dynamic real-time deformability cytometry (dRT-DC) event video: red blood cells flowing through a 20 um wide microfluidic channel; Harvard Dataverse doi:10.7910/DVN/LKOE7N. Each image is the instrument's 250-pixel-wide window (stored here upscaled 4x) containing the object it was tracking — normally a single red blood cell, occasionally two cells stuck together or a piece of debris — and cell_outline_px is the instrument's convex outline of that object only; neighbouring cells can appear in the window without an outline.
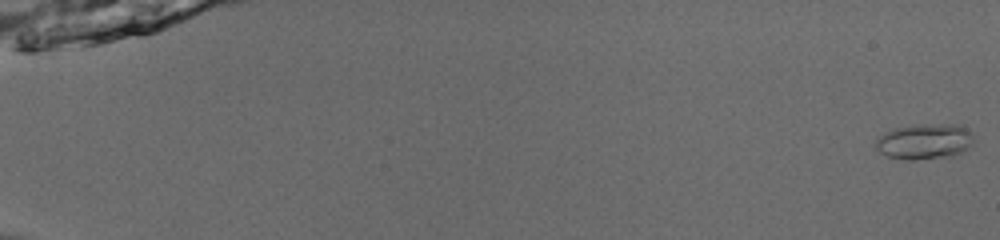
{"species": "common noctule bat (a hibernating species)", "species_latin": "Nyctalus noctula", "temperature_condition": "room temperature", "stored_images_in_passage": 53, "camera_frame_rate_fps": 3000, "um_per_image_px": 0.085, "animal": {"sex": "male", "body_mass_g": 13.0, "forearm_length_mm": 53.1}, "frame": {"image": 1, "passage_image": 1, "time_ms": 0.0, "image_size_px": [1000, 240], "cell_outline_px": [[972, 144], [960, 152], [952, 156], [916, 160], [908, 160], [888, 156], [880, 152], [876, 148], [876, 140], [884, 132], [896, 128], [916, 124], [960, 124], [972, 132]], "centroid_in_image_um": [78.59, 12.01], "position_along_channel_um": 6.4, "area_um2": 20.29}}
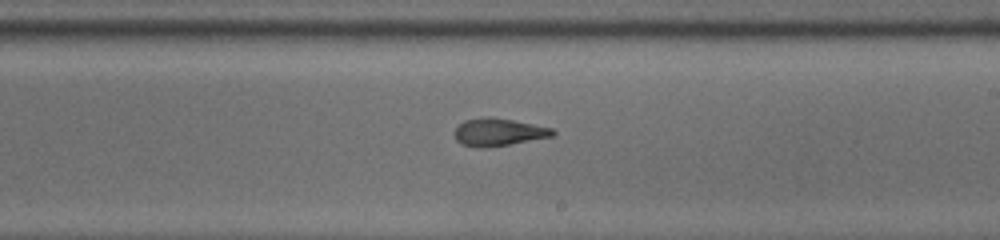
{"frame": {"image": 2, "passage_image": 34, "time_ms": 11.0, "image_size_px": [1000, 240], "cell_outline_px": [[556, 132], [552, 136], [508, 144], [480, 148], [476, 148], [464, 144], [456, 140], [456, 128], [464, 120], [480, 116], [488, 116], [512, 120], [552, 128]], "centroid_in_image_um": [42.35, 11.21], "position_along_channel_um": 246.7, "area_um2": 15.49}}
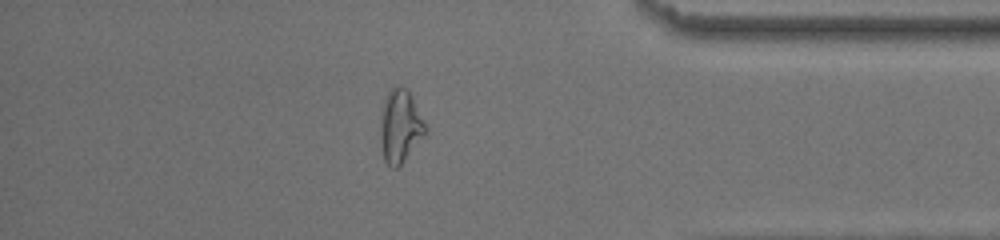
{"frame": {"image": 3, "passage_image": 47, "time_ms": 15.333, "image_size_px": [1000, 240], "cell_outline_px": [[428, 132], [404, 160], [396, 168], [392, 168], [384, 160], [380, 136], [380, 124], [384, 100], [388, 92], [396, 84], [408, 88], [412, 96]], "centroid_in_image_um": [34.01, 10.7], "position_along_channel_um": 401.2, "area_um2": 19.02}, "authors_computed_cell_mechanics": {"area_um2": 16.6464, "velocity_mm_per_s": 3.9821, "shape_relaxation_time_tau1_ms": null, "shape_relaxation_time_tau2_ms": 1.6691, "deformation_change_tau1": null, "deformation_change_tau2": 0.0875}}